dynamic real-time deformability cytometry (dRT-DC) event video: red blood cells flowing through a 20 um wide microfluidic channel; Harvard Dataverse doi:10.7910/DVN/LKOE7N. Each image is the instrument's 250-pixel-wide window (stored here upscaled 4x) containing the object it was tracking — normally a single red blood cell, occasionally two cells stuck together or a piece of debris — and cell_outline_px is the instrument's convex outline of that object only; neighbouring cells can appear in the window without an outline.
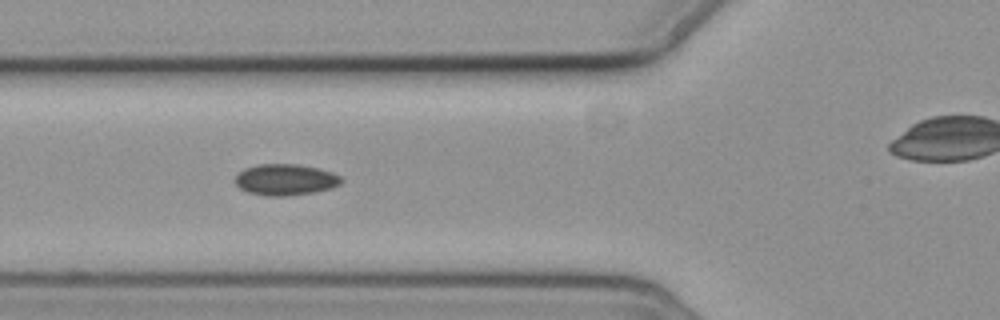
{"species": "common noctule bat (a hibernating species)", "species_latin": "Nyctalus noctula", "temperature_condition": "cold", "stored_images_in_passage": 5, "segment_of_instrument_passage": [1, 2], "camera_frame_rate_fps": 3000, "um_per_image_px": 0.085, "animal": {"sex": "female", "body_mass_g": 19.3, "forearm_length_mm": 54.1}, "frame": {"image": 1, "passage_image": 3, "time_ms": 2.333, "image_size_px": [1000, 320], "cell_outline_px": [[344, 180], [340, 184], [332, 188], [312, 192], [284, 196], [268, 196], [248, 192], [240, 188], [236, 184], [236, 176], [244, 168], [260, 164], [296, 164], [316, 168], [332, 172], [340, 176]], "centroid_in_image_um": [24.27, 15.27], "position_along_channel_um": 101.5, "area_um2": 19.13}}
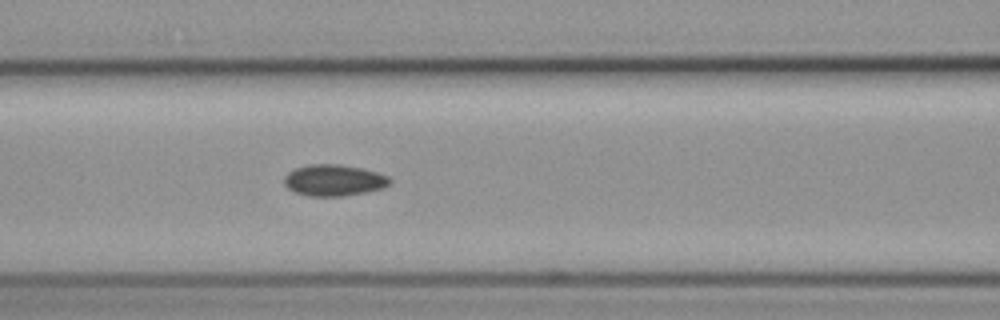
{"frame": {"image": 2, "passage_image": 4, "time_ms": 3.333, "image_size_px": [1000, 320], "cell_outline_px": [[392, 180], [388, 184], [380, 188], [364, 192], [340, 196], [308, 196], [296, 192], [288, 188], [284, 184], [284, 176], [288, 172], [296, 168], [308, 164], [340, 164], [364, 168], [388, 176]], "centroid_in_image_um": [28.35, 15.3], "position_along_channel_um": 138.2, "area_um2": 19.19}}